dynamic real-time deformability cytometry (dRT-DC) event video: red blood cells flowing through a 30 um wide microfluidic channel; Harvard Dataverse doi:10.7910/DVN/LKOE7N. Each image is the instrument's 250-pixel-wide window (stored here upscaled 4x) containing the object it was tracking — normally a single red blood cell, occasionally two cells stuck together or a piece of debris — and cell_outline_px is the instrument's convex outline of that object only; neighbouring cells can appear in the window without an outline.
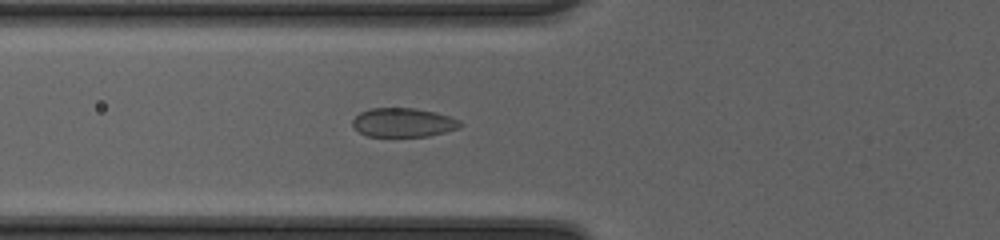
{"species": "common noctule bat (a hibernating species)", "species_latin": "Nyctalus noctula", "temperature_condition": "cold", "stored_images_in_passage": 41, "camera_frame_rate_fps": 3000, "um_per_image_px": 0.085, "animal": {"sex": "female", "body_mass_g": 20.0, "forearm_length_mm": 54.0}, "frame": {"image": 1, "passage_image": 12, "time_ms": 3.667, "image_size_px": [1000, 240], "cell_outline_px": [[464, 124], [460, 128], [428, 136], [368, 136], [360, 132], [352, 124], [352, 120], [360, 112], [372, 108], [416, 108], [436, 112], [460, 120]], "centroid_in_image_um": [34.31, 10.41], "position_along_channel_um": 91.5, "area_um2": 18.15}}
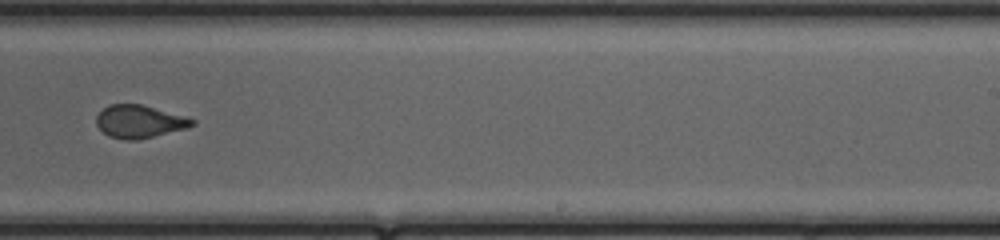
{"frame": {"image": 2, "passage_image": 25, "time_ms": 8.0, "image_size_px": [1000, 240], "cell_outline_px": [[196, 124], [184, 128], [136, 140], [124, 140], [108, 136], [96, 124], [96, 116], [108, 104], [140, 104], [196, 120]], "centroid_in_image_um": [11.79, 10.33], "position_along_channel_um": 277.2, "area_um2": 17.86}}
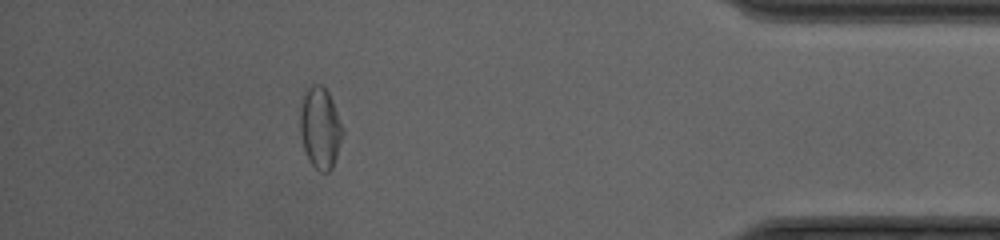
{"frame": {"image": 3, "passage_image": 37, "time_ms": 12.0, "image_size_px": [1000, 240], "cell_outline_px": [[340, 140], [336, 156], [332, 168], [328, 172], [320, 172], [308, 160], [304, 148], [300, 132], [300, 108], [304, 96], [308, 88], [312, 84], [320, 84], [328, 92], [332, 100], [340, 124]], "centroid_in_image_um": [27.17, 10.88], "position_along_channel_um": 408.0, "area_um2": 19.42}}